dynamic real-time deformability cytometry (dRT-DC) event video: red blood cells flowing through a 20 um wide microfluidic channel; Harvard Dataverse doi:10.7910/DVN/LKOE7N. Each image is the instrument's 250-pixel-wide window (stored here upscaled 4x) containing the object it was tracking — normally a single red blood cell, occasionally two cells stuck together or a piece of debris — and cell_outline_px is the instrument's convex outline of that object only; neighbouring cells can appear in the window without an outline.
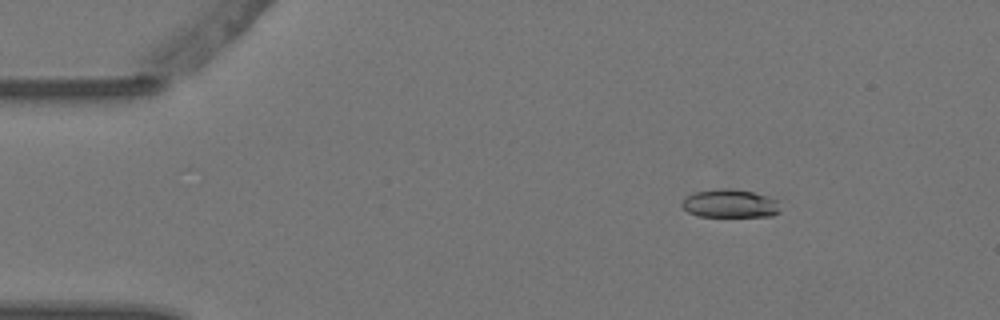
{"species": "Egyptian fruit bat (a non-hibernating species)", "species_latin": "Rousettus aegyptiacus", "temperature_condition": "warm", "stored_images_in_passage": 4, "camera_frame_rate_fps": 3000, "um_per_image_px": 0.085, "animal": {"sex": "female"}, "frame": {"image": 1, "passage_image": 2, "time_ms": 0.333, "image_size_px": [1000, 320], "cell_outline_px": [[780, 212], [772, 216], [700, 216], [688, 212], [680, 204], [688, 196], [696, 192], [720, 188], [732, 188], [752, 192], [768, 196], [776, 200]], "centroid_in_image_um": [62.06, 17.3], "position_along_channel_um": 22.9, "area_um2": 16.01}}